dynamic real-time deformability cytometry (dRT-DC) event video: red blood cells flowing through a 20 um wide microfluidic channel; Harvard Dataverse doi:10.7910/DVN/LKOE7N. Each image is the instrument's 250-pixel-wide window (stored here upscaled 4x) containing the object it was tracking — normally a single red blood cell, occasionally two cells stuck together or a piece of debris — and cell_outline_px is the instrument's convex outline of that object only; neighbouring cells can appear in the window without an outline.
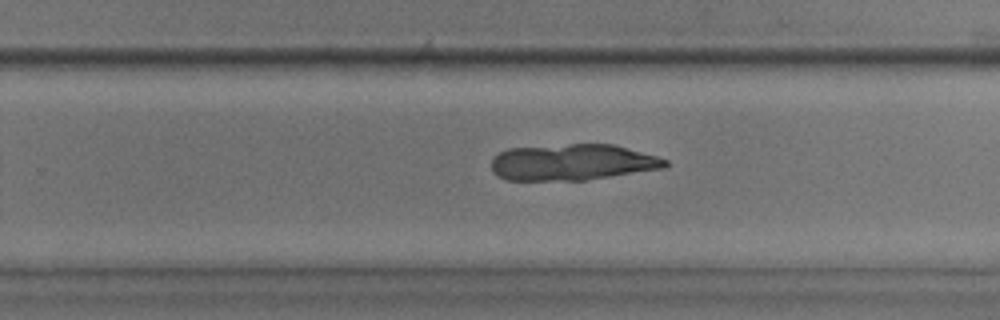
{"species": "common noctule bat (a hibernating species)", "species_latin": "Nyctalus noctula", "temperature_condition": "room temperature", "stored_images_in_passage": 52, "camera_frame_rate_fps": 3000, "um_per_image_px": 0.085, "animal": {"sex": "male", "body_mass_g": 17.9, "forearm_length_mm": 54.2}, "frame": {"image": 1, "passage_image": 34, "time_ms": 11.0, "image_size_px": [1000, 320], "cell_outline_px": [[668, 164], [664, 168], [588, 180], [504, 180], [496, 176], [492, 172], [492, 156], [508, 148], [568, 144], [612, 144], [656, 156], [668, 160]], "centroid_in_image_um": [48.61, 13.8], "position_along_channel_um": 281.2, "area_um2": 36.88}}
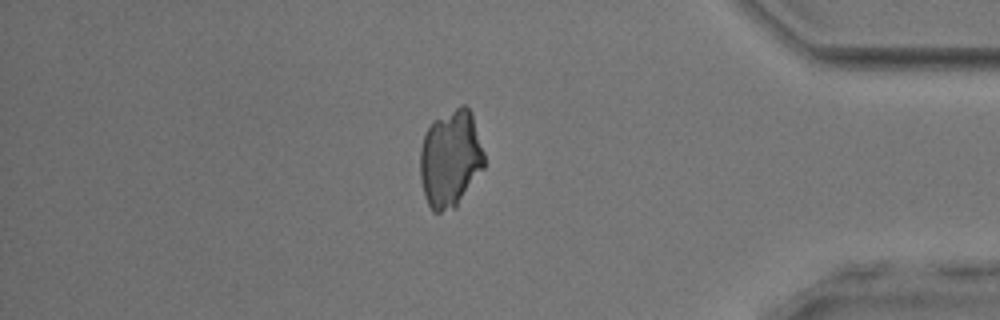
{"frame": {"image": 2, "passage_image": 45, "time_ms": 14.667, "image_size_px": [1000, 320], "cell_outline_px": [[484, 168], [456, 208], [440, 212], [432, 212], [428, 204], [420, 180], [420, 148], [424, 136], [432, 120], [460, 104], [464, 104], [472, 112], [484, 152]], "centroid_in_image_um": [38.29, 13.48], "position_along_channel_um": 396.9, "area_um2": 36.82}}
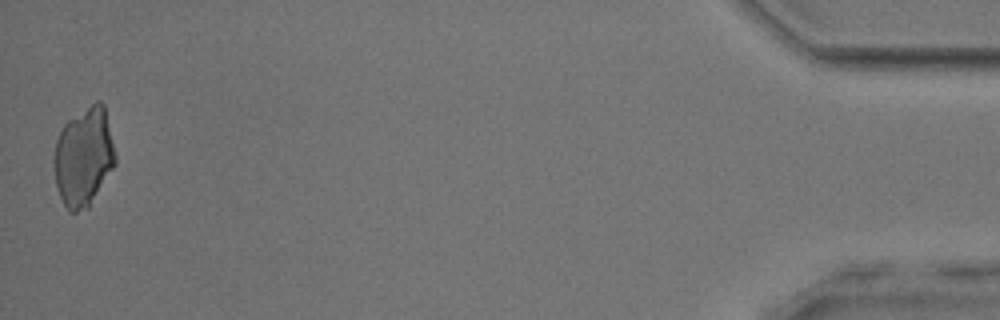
{"frame": {"image": 3, "passage_image": 52, "time_ms": 17.0, "image_size_px": [1000, 320], "cell_outline_px": [[116, 164], [88, 208], [76, 212], [68, 212], [60, 196], [56, 184], [52, 160], [56, 140], [64, 124], [68, 120], [96, 100], [100, 100], [104, 104], [116, 156]], "centroid_in_image_um": [7.11, 13.34], "position_along_channel_um": 428.1, "area_um2": 35.49}}